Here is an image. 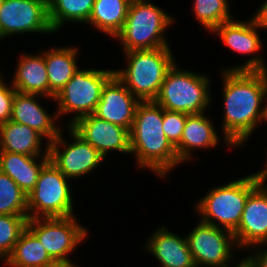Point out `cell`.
Returning <instances> with one entry per match:
<instances>
[{
	"mask_svg": "<svg viewBox=\"0 0 267 267\" xmlns=\"http://www.w3.org/2000/svg\"><path fill=\"white\" fill-rule=\"evenodd\" d=\"M219 76L224 106L220 131L236 149H242L259 130L267 71L221 69Z\"/></svg>",
	"mask_w": 267,
	"mask_h": 267,
	"instance_id": "6da1fadb",
	"label": "cell"
},
{
	"mask_svg": "<svg viewBox=\"0 0 267 267\" xmlns=\"http://www.w3.org/2000/svg\"><path fill=\"white\" fill-rule=\"evenodd\" d=\"M130 134V155L137 168L153 172L159 179L182 165L176 148L163 131V108L154 101H141Z\"/></svg>",
	"mask_w": 267,
	"mask_h": 267,
	"instance_id": "7a4b0ae2",
	"label": "cell"
},
{
	"mask_svg": "<svg viewBox=\"0 0 267 267\" xmlns=\"http://www.w3.org/2000/svg\"><path fill=\"white\" fill-rule=\"evenodd\" d=\"M171 47L132 50L124 54V68L115 76L140 101H154L168 71L177 62Z\"/></svg>",
	"mask_w": 267,
	"mask_h": 267,
	"instance_id": "3957f363",
	"label": "cell"
},
{
	"mask_svg": "<svg viewBox=\"0 0 267 267\" xmlns=\"http://www.w3.org/2000/svg\"><path fill=\"white\" fill-rule=\"evenodd\" d=\"M156 5L151 0L130 3L125 24L114 38L121 44L122 52L171 47L165 35L176 19Z\"/></svg>",
	"mask_w": 267,
	"mask_h": 267,
	"instance_id": "277c9868",
	"label": "cell"
},
{
	"mask_svg": "<svg viewBox=\"0 0 267 267\" xmlns=\"http://www.w3.org/2000/svg\"><path fill=\"white\" fill-rule=\"evenodd\" d=\"M261 183L249 174L211 187L193 207L199 220L234 232L238 226L248 195Z\"/></svg>",
	"mask_w": 267,
	"mask_h": 267,
	"instance_id": "5b68a950",
	"label": "cell"
},
{
	"mask_svg": "<svg viewBox=\"0 0 267 267\" xmlns=\"http://www.w3.org/2000/svg\"><path fill=\"white\" fill-rule=\"evenodd\" d=\"M180 66L177 61L168 71L154 102L165 110L189 115L207 111L213 104L209 74L196 73Z\"/></svg>",
	"mask_w": 267,
	"mask_h": 267,
	"instance_id": "8992f818",
	"label": "cell"
},
{
	"mask_svg": "<svg viewBox=\"0 0 267 267\" xmlns=\"http://www.w3.org/2000/svg\"><path fill=\"white\" fill-rule=\"evenodd\" d=\"M115 75L114 69L82 68L73 74L70 81L55 96L59 120L70 115L64 125L70 126L78 118L94 114L105 84Z\"/></svg>",
	"mask_w": 267,
	"mask_h": 267,
	"instance_id": "52a82bcc",
	"label": "cell"
},
{
	"mask_svg": "<svg viewBox=\"0 0 267 267\" xmlns=\"http://www.w3.org/2000/svg\"><path fill=\"white\" fill-rule=\"evenodd\" d=\"M50 160L42 167L34 189L27 195L28 219L69 217L74 214V190ZM73 187V188H71Z\"/></svg>",
	"mask_w": 267,
	"mask_h": 267,
	"instance_id": "ba28073f",
	"label": "cell"
},
{
	"mask_svg": "<svg viewBox=\"0 0 267 267\" xmlns=\"http://www.w3.org/2000/svg\"><path fill=\"white\" fill-rule=\"evenodd\" d=\"M76 216L28 219L27 228L55 262L71 261L69 256L90 236Z\"/></svg>",
	"mask_w": 267,
	"mask_h": 267,
	"instance_id": "9c48e42d",
	"label": "cell"
},
{
	"mask_svg": "<svg viewBox=\"0 0 267 267\" xmlns=\"http://www.w3.org/2000/svg\"><path fill=\"white\" fill-rule=\"evenodd\" d=\"M186 238L196 267H226L236 262L238 247L229 230L199 220Z\"/></svg>",
	"mask_w": 267,
	"mask_h": 267,
	"instance_id": "30bf717a",
	"label": "cell"
},
{
	"mask_svg": "<svg viewBox=\"0 0 267 267\" xmlns=\"http://www.w3.org/2000/svg\"><path fill=\"white\" fill-rule=\"evenodd\" d=\"M69 142L63 133L64 128L55 140L49 143L50 161L68 178L73 181L91 174L104 163V156L78 136L69 126L65 125ZM63 131V132H62ZM64 136V137H63ZM68 141V142H67Z\"/></svg>",
	"mask_w": 267,
	"mask_h": 267,
	"instance_id": "8fae6325",
	"label": "cell"
},
{
	"mask_svg": "<svg viewBox=\"0 0 267 267\" xmlns=\"http://www.w3.org/2000/svg\"><path fill=\"white\" fill-rule=\"evenodd\" d=\"M55 34L48 0H4L0 7V41L14 35Z\"/></svg>",
	"mask_w": 267,
	"mask_h": 267,
	"instance_id": "7c38bea8",
	"label": "cell"
},
{
	"mask_svg": "<svg viewBox=\"0 0 267 267\" xmlns=\"http://www.w3.org/2000/svg\"><path fill=\"white\" fill-rule=\"evenodd\" d=\"M261 29L250 16L241 21L232 19L217 26L210 34H216L227 48L234 53L250 56L242 64L229 66L223 70L267 71L266 59L261 54L264 45L260 37ZM260 53V54H259Z\"/></svg>",
	"mask_w": 267,
	"mask_h": 267,
	"instance_id": "4fadbf2b",
	"label": "cell"
},
{
	"mask_svg": "<svg viewBox=\"0 0 267 267\" xmlns=\"http://www.w3.org/2000/svg\"><path fill=\"white\" fill-rule=\"evenodd\" d=\"M69 127L105 159L113 151L130 154V134L126 128L100 119L94 114L78 118Z\"/></svg>",
	"mask_w": 267,
	"mask_h": 267,
	"instance_id": "5bb4252c",
	"label": "cell"
},
{
	"mask_svg": "<svg viewBox=\"0 0 267 267\" xmlns=\"http://www.w3.org/2000/svg\"><path fill=\"white\" fill-rule=\"evenodd\" d=\"M238 250L267 243V183L261 182L249 195L238 228L233 232ZM241 248V249H240Z\"/></svg>",
	"mask_w": 267,
	"mask_h": 267,
	"instance_id": "9a60e30c",
	"label": "cell"
},
{
	"mask_svg": "<svg viewBox=\"0 0 267 267\" xmlns=\"http://www.w3.org/2000/svg\"><path fill=\"white\" fill-rule=\"evenodd\" d=\"M45 98L46 100L48 98L49 101L52 100L51 104L55 102L53 98L43 95L16 91L13 100L11 120L31 127L46 139L45 143H50L56 139L65 126L60 127L61 125L58 122L60 120L56 111L54 114L50 115L51 113L47 112V108L43 107L40 103V99L42 100Z\"/></svg>",
	"mask_w": 267,
	"mask_h": 267,
	"instance_id": "2e32d148",
	"label": "cell"
},
{
	"mask_svg": "<svg viewBox=\"0 0 267 267\" xmlns=\"http://www.w3.org/2000/svg\"><path fill=\"white\" fill-rule=\"evenodd\" d=\"M140 102L114 75L103 87L94 115L130 132Z\"/></svg>",
	"mask_w": 267,
	"mask_h": 267,
	"instance_id": "e0dca14e",
	"label": "cell"
},
{
	"mask_svg": "<svg viewBox=\"0 0 267 267\" xmlns=\"http://www.w3.org/2000/svg\"><path fill=\"white\" fill-rule=\"evenodd\" d=\"M206 114V115H205ZM212 119L206 112L187 116L180 143L175 147L181 163H189L194 158L195 150L215 149L220 143L224 147L235 148L223 134H218ZM221 137H220V136ZM221 139V140H220ZM194 150V151H193Z\"/></svg>",
	"mask_w": 267,
	"mask_h": 267,
	"instance_id": "ac0fdd59",
	"label": "cell"
},
{
	"mask_svg": "<svg viewBox=\"0 0 267 267\" xmlns=\"http://www.w3.org/2000/svg\"><path fill=\"white\" fill-rule=\"evenodd\" d=\"M163 224L144 242L143 249L158 261L159 267H196L186 235L180 236Z\"/></svg>",
	"mask_w": 267,
	"mask_h": 267,
	"instance_id": "d6986e66",
	"label": "cell"
},
{
	"mask_svg": "<svg viewBox=\"0 0 267 267\" xmlns=\"http://www.w3.org/2000/svg\"><path fill=\"white\" fill-rule=\"evenodd\" d=\"M21 54V55H20ZM10 81L17 92L49 97V81L44 60V50L32 54L20 53Z\"/></svg>",
	"mask_w": 267,
	"mask_h": 267,
	"instance_id": "ffe728a7",
	"label": "cell"
},
{
	"mask_svg": "<svg viewBox=\"0 0 267 267\" xmlns=\"http://www.w3.org/2000/svg\"><path fill=\"white\" fill-rule=\"evenodd\" d=\"M45 140L41 134L27 125L12 120L0 124V152L50 157L49 143L43 144Z\"/></svg>",
	"mask_w": 267,
	"mask_h": 267,
	"instance_id": "44dd1931",
	"label": "cell"
},
{
	"mask_svg": "<svg viewBox=\"0 0 267 267\" xmlns=\"http://www.w3.org/2000/svg\"><path fill=\"white\" fill-rule=\"evenodd\" d=\"M79 47L74 45L53 46L44 49V60L49 81V98L55 96L70 81L80 67L78 62Z\"/></svg>",
	"mask_w": 267,
	"mask_h": 267,
	"instance_id": "7402d4cb",
	"label": "cell"
},
{
	"mask_svg": "<svg viewBox=\"0 0 267 267\" xmlns=\"http://www.w3.org/2000/svg\"><path fill=\"white\" fill-rule=\"evenodd\" d=\"M50 157L0 152V171L14 180L27 195L34 189L42 167Z\"/></svg>",
	"mask_w": 267,
	"mask_h": 267,
	"instance_id": "603a6c76",
	"label": "cell"
},
{
	"mask_svg": "<svg viewBox=\"0 0 267 267\" xmlns=\"http://www.w3.org/2000/svg\"><path fill=\"white\" fill-rule=\"evenodd\" d=\"M129 0H95L87 23L111 39L121 31L128 14Z\"/></svg>",
	"mask_w": 267,
	"mask_h": 267,
	"instance_id": "cb8c5ba5",
	"label": "cell"
},
{
	"mask_svg": "<svg viewBox=\"0 0 267 267\" xmlns=\"http://www.w3.org/2000/svg\"><path fill=\"white\" fill-rule=\"evenodd\" d=\"M94 2L95 0H48V15L53 31L59 32L67 23L87 24Z\"/></svg>",
	"mask_w": 267,
	"mask_h": 267,
	"instance_id": "d4e9b609",
	"label": "cell"
},
{
	"mask_svg": "<svg viewBox=\"0 0 267 267\" xmlns=\"http://www.w3.org/2000/svg\"><path fill=\"white\" fill-rule=\"evenodd\" d=\"M7 260L20 267H48L55 262L28 228L20 235Z\"/></svg>",
	"mask_w": 267,
	"mask_h": 267,
	"instance_id": "484cf974",
	"label": "cell"
},
{
	"mask_svg": "<svg viewBox=\"0 0 267 267\" xmlns=\"http://www.w3.org/2000/svg\"><path fill=\"white\" fill-rule=\"evenodd\" d=\"M191 10L199 25L210 33L222 23L234 19L228 0H192Z\"/></svg>",
	"mask_w": 267,
	"mask_h": 267,
	"instance_id": "4316f807",
	"label": "cell"
},
{
	"mask_svg": "<svg viewBox=\"0 0 267 267\" xmlns=\"http://www.w3.org/2000/svg\"><path fill=\"white\" fill-rule=\"evenodd\" d=\"M0 214L28 215L27 194L7 174L0 171Z\"/></svg>",
	"mask_w": 267,
	"mask_h": 267,
	"instance_id": "83f0119b",
	"label": "cell"
},
{
	"mask_svg": "<svg viewBox=\"0 0 267 267\" xmlns=\"http://www.w3.org/2000/svg\"><path fill=\"white\" fill-rule=\"evenodd\" d=\"M28 215L0 214V260L7 259L22 232L27 228Z\"/></svg>",
	"mask_w": 267,
	"mask_h": 267,
	"instance_id": "f1b7e54d",
	"label": "cell"
},
{
	"mask_svg": "<svg viewBox=\"0 0 267 267\" xmlns=\"http://www.w3.org/2000/svg\"><path fill=\"white\" fill-rule=\"evenodd\" d=\"M188 115L163 109V131L174 147L180 143Z\"/></svg>",
	"mask_w": 267,
	"mask_h": 267,
	"instance_id": "f546056e",
	"label": "cell"
},
{
	"mask_svg": "<svg viewBox=\"0 0 267 267\" xmlns=\"http://www.w3.org/2000/svg\"><path fill=\"white\" fill-rule=\"evenodd\" d=\"M5 76L0 78V124L11 120L13 100L16 90L11 82L5 83Z\"/></svg>",
	"mask_w": 267,
	"mask_h": 267,
	"instance_id": "4dcf8cb0",
	"label": "cell"
},
{
	"mask_svg": "<svg viewBox=\"0 0 267 267\" xmlns=\"http://www.w3.org/2000/svg\"><path fill=\"white\" fill-rule=\"evenodd\" d=\"M249 251L248 255L257 267H267V243L255 245Z\"/></svg>",
	"mask_w": 267,
	"mask_h": 267,
	"instance_id": "1f68e13d",
	"label": "cell"
},
{
	"mask_svg": "<svg viewBox=\"0 0 267 267\" xmlns=\"http://www.w3.org/2000/svg\"><path fill=\"white\" fill-rule=\"evenodd\" d=\"M252 19L255 24L262 29V31L267 30V0L258 7L255 13L252 15Z\"/></svg>",
	"mask_w": 267,
	"mask_h": 267,
	"instance_id": "d6a6232c",
	"label": "cell"
},
{
	"mask_svg": "<svg viewBox=\"0 0 267 267\" xmlns=\"http://www.w3.org/2000/svg\"><path fill=\"white\" fill-rule=\"evenodd\" d=\"M231 264L227 265L226 267H257L255 262L249 257V255L243 256L242 259L238 262H234ZM235 265V266H234Z\"/></svg>",
	"mask_w": 267,
	"mask_h": 267,
	"instance_id": "836d02e7",
	"label": "cell"
},
{
	"mask_svg": "<svg viewBox=\"0 0 267 267\" xmlns=\"http://www.w3.org/2000/svg\"><path fill=\"white\" fill-rule=\"evenodd\" d=\"M266 155H267V151H266ZM264 163L265 164L262 165V168L260 170L253 173L261 182H267V157L265 158Z\"/></svg>",
	"mask_w": 267,
	"mask_h": 267,
	"instance_id": "e575fe53",
	"label": "cell"
},
{
	"mask_svg": "<svg viewBox=\"0 0 267 267\" xmlns=\"http://www.w3.org/2000/svg\"><path fill=\"white\" fill-rule=\"evenodd\" d=\"M262 123H264V124L267 123V92H266L264 99H263L262 112H261V118H260L259 126H260V124L262 125Z\"/></svg>",
	"mask_w": 267,
	"mask_h": 267,
	"instance_id": "d590c367",
	"label": "cell"
},
{
	"mask_svg": "<svg viewBox=\"0 0 267 267\" xmlns=\"http://www.w3.org/2000/svg\"><path fill=\"white\" fill-rule=\"evenodd\" d=\"M48 267H80V266L74 263L73 260H71V261H56L50 264Z\"/></svg>",
	"mask_w": 267,
	"mask_h": 267,
	"instance_id": "8d00e7d4",
	"label": "cell"
},
{
	"mask_svg": "<svg viewBox=\"0 0 267 267\" xmlns=\"http://www.w3.org/2000/svg\"><path fill=\"white\" fill-rule=\"evenodd\" d=\"M1 262H2L3 265L6 266V267H20V266L14 265L13 263H10L7 259H5V260H1Z\"/></svg>",
	"mask_w": 267,
	"mask_h": 267,
	"instance_id": "74e56055",
	"label": "cell"
},
{
	"mask_svg": "<svg viewBox=\"0 0 267 267\" xmlns=\"http://www.w3.org/2000/svg\"><path fill=\"white\" fill-rule=\"evenodd\" d=\"M3 1H4V0H0V7L2 6Z\"/></svg>",
	"mask_w": 267,
	"mask_h": 267,
	"instance_id": "f35d334b",
	"label": "cell"
}]
</instances>
